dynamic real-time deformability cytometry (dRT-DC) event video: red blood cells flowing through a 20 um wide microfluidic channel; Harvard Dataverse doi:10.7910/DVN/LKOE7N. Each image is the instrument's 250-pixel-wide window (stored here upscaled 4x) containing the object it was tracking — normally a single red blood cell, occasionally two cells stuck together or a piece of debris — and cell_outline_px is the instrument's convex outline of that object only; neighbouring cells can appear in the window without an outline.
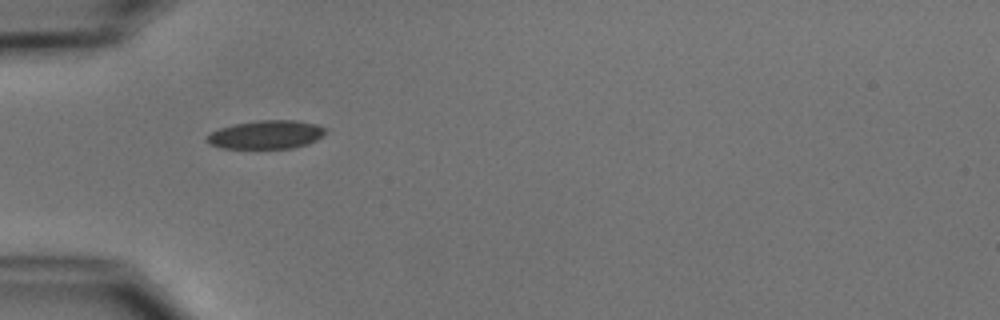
{"species": "common noctule bat (a hibernating species)", "species_latin": "Nyctalus noctula", "temperature_condition": "cold", "stored_images_in_passage": 31, "camera_frame_rate_fps": 3000, "um_per_image_px": 0.085, "animal": {"sex": "male", "body_mass_g": 15.6}, "frame": {"image": 1, "passage_image": 1, "time_ms": 0.0, "image_size_px": [1000, 320], "cell_outline_px": [[328, 132], [316, 140], [308, 144], [292, 148], [224, 148], [208, 144], [204, 140], [212, 132], [220, 128], [232, 124], [260, 120], [296, 120], [316, 124], [328, 128]], "centroid_in_image_um": [22.66, 11.44], "position_along_channel_um": 62.3, "area_um2": 19.83}}
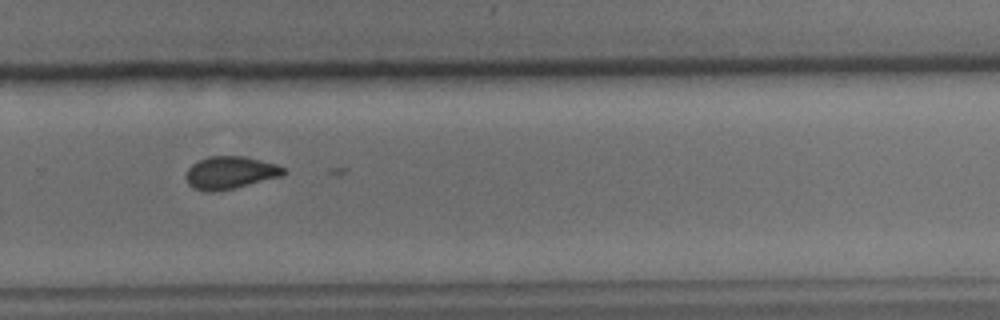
{"frame": {"image": 2, "passage_image": 21, "time_ms": 6.667, "image_size_px": [1000, 320], "cell_outline_px": [[288, 172], [284, 176], [216, 192], [204, 192], [192, 188], [188, 184], [184, 176], [188, 168], [192, 164], [208, 156], [244, 156], [276, 164], [288, 168]], "centroid_in_image_um": [19.58, 14.69], "position_along_channel_um": 310.2, "area_um2": 18.9}}